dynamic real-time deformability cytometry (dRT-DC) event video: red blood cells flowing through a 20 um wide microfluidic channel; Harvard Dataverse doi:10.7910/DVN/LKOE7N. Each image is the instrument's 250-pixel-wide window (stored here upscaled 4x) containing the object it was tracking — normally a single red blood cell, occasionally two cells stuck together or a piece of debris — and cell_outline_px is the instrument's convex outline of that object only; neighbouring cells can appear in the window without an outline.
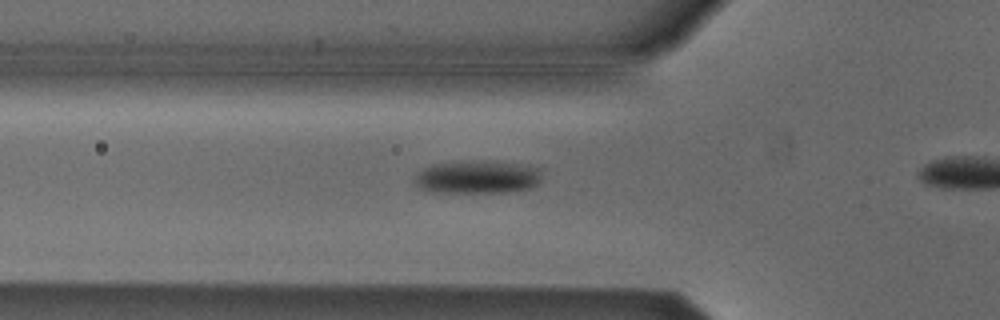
{"species": "Egyptian fruit bat (a non-hibernating species)", "species_latin": "Rousettus aegyptiacus", "temperature_condition": "cold", "stored_images_in_passage": 27, "camera_frame_rate_fps": 3000, "um_per_image_px": 0.085, "animal": {"sex": "male"}, "frame": {"image": 1, "passage_image": 12, "time_ms": 3.667, "image_size_px": [1000, 320], "cell_outline_px": [[540, 180], [532, 188], [504, 192], [432, 192], [420, 188], [412, 180], [416, 172], [432, 164], [472, 160], [484, 160], [520, 164], [540, 168]], "centroid_in_image_um": [40.53, 15.04], "position_along_channel_um": 85.3, "area_um2": 24.74}}
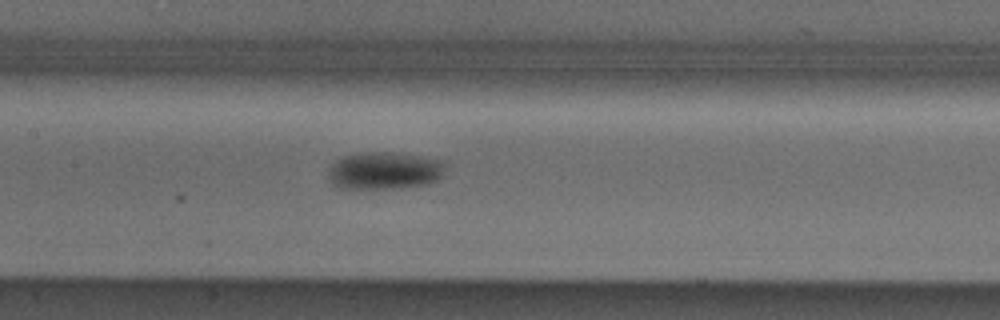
{"frame": {"image": 2, "passage_image": 19, "time_ms": 6.0, "image_size_px": [1000, 320], "cell_outline_px": [[448, 160], [444, 172], [436, 180], [428, 184], [396, 188], [340, 188], [332, 184], [328, 180], [328, 168], [336, 160], [344, 156], [364, 152], [400, 152]], "centroid_in_image_um": [32.72, 14.48], "position_along_channel_um": 174.7, "area_um2": 26.07}}
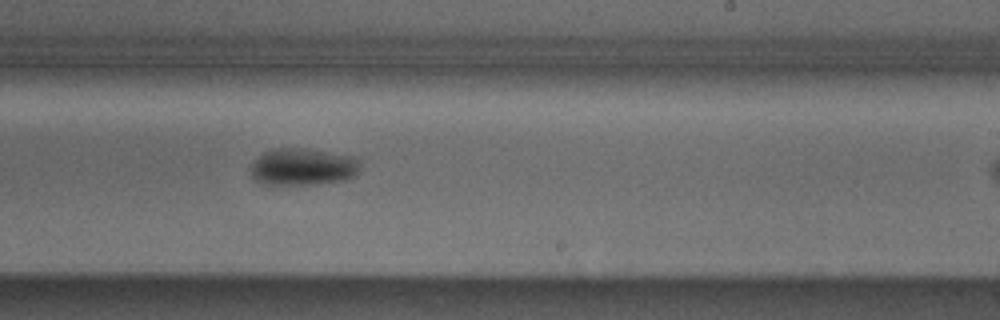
{"frame": {"image": 3, "passage_image": 26, "time_ms": 8.333, "image_size_px": [1000, 320], "cell_outline_px": [[360, 172], [356, 176], [344, 180], [316, 184], [264, 184], [256, 180], [252, 176], [252, 164], [264, 152], [272, 148], [308, 148], [352, 156], [360, 160]], "centroid_in_image_um": [25.81, 14.17], "position_along_channel_um": 263.2, "area_um2": 23.76}}